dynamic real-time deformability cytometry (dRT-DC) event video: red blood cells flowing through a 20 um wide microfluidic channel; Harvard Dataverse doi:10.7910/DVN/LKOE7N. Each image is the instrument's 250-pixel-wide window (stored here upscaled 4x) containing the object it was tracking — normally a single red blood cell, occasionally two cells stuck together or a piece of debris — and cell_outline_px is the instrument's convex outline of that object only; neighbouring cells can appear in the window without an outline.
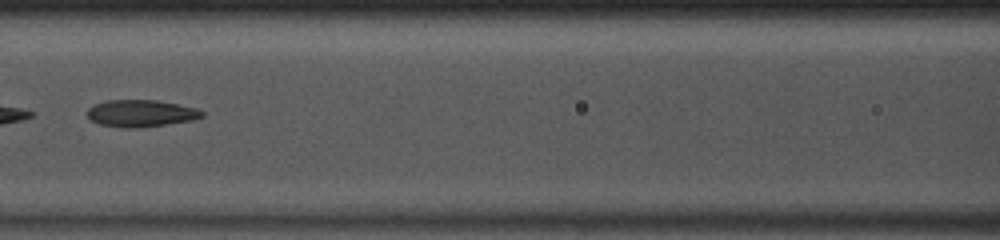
{"species": "common noctule bat (a hibernating species)", "species_latin": "Nyctalus noctula", "temperature_condition": "room temperature", "stored_images_in_passage": 14, "camera_frame_rate_fps": 3000, "um_per_image_px": 0.085, "animal": {"sex": "male", "body_mass_g": 13.0, "forearm_length_mm": 53.1}, "frame": {"image": 1, "passage_image": 10, "time_ms": 3.0, "image_size_px": [1000, 240], "cell_outline_px": [[204, 116], [196, 120], [136, 128], [128, 128], [100, 124], [92, 120], [88, 116], [88, 108], [96, 104], [108, 100], [156, 100], [196, 108], [204, 112]], "centroid_in_image_um": [12.02, 9.63], "position_along_channel_um": 154.6, "area_um2": 17.86}}